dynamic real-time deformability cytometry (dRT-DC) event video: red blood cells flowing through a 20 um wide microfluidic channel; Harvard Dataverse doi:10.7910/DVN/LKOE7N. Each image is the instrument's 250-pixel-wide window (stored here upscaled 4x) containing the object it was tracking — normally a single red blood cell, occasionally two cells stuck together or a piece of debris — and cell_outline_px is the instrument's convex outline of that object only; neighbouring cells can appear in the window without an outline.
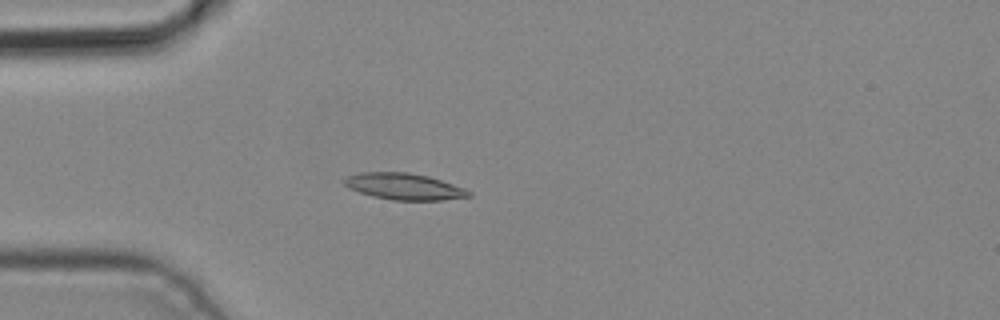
{"species": "common noctule bat (a hibernating species)", "species_latin": "Nyctalus noctula", "temperature_condition": "cold", "stored_images_in_passage": 4, "camera_frame_rate_fps": 3000, "um_per_image_px": 0.085, "animal": {"sex": "male", "body_mass_g": 19.2, "forearm_length_mm": 51.8}, "frame": {"image": 1, "passage_image": 4, "time_ms": 1.0, "image_size_px": [1000, 320], "cell_outline_px": [[472, 196], [440, 200], [392, 200], [372, 196], [348, 188], [344, 184], [344, 180], [348, 176], [360, 172], [408, 172], [428, 176], [464, 188], [472, 192]], "centroid_in_image_um": [34.34, 15.85], "position_along_channel_um": 50.7, "area_um2": 19.07}}